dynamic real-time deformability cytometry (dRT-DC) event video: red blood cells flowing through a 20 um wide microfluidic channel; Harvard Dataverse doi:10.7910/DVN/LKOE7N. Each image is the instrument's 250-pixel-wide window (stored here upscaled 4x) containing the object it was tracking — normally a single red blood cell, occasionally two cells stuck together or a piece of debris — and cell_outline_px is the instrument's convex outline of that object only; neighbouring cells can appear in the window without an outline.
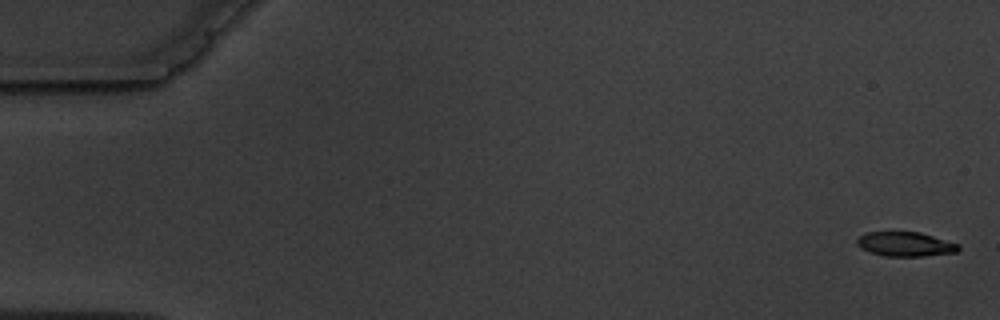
{"species": "common noctule bat (a hibernating species)", "species_latin": "Nyctalus noctula", "temperature_condition": "warm", "stored_images_in_passage": 6, "camera_frame_rate_fps": 3000, "um_per_image_px": 0.085, "animal": {"sex": "male", "body_mass_g": 19.5, "forearm_length_mm": 54.6}, "frame": {"image": 1, "passage_image": 1, "time_ms": 0.0, "image_size_px": [1000, 320], "cell_outline_px": [[960, 248], [956, 252], [924, 256], [884, 256], [860, 248], [856, 244], [856, 240], [860, 236], [868, 232], [920, 232], [960, 244]], "centroid_in_image_um": [76.96, 20.75], "position_along_channel_um": 8.0, "area_um2": 14.39}}
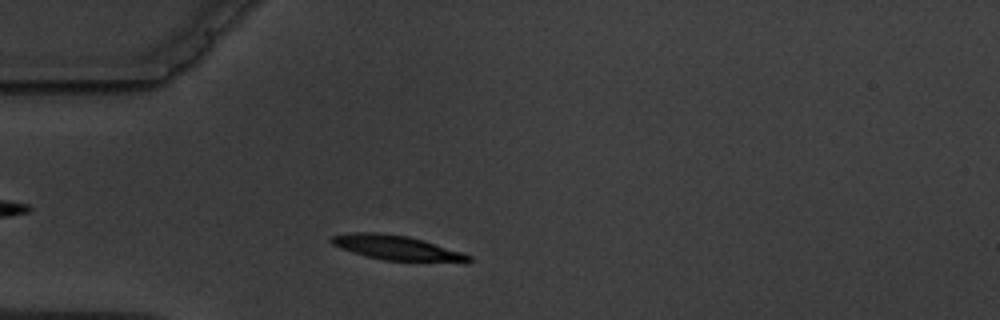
{"frame": {"image": 2, "passage_image": 6, "time_ms": 6.333, "image_size_px": [1000, 320], "cell_outline_px": [[472, 260], [384, 260], [352, 252], [340, 248], [332, 244], [328, 240], [328, 236], [344, 232], [380, 232], [408, 236], [424, 240], [472, 256]], "centroid_in_image_um": [33.49, 20.99], "position_along_channel_um": 51.5, "area_um2": 19.13}}